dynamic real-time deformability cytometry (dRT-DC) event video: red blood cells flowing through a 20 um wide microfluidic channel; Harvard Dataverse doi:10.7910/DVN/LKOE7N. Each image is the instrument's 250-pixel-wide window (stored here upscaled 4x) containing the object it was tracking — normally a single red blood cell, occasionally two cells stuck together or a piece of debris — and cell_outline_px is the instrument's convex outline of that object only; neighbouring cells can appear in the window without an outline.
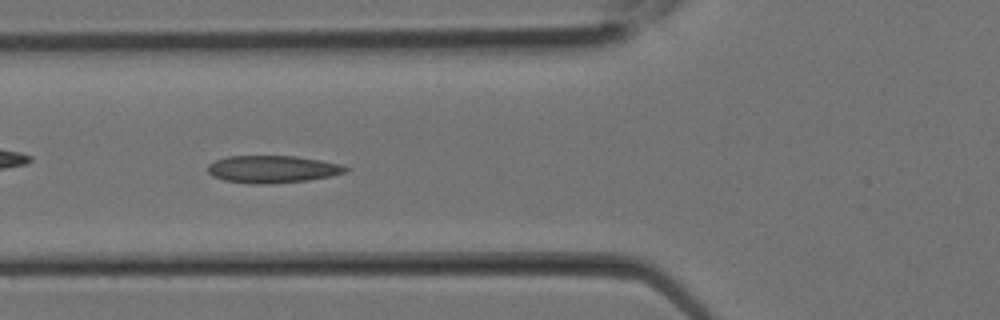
{"species": "Egyptian fruit bat (a non-hibernating species)", "species_latin": "Rousettus aegyptiacus", "temperature_condition": "room temperature", "stored_images_in_passage": 12, "camera_frame_rate_fps": 3000, "um_per_image_px": 0.085, "animal": {"sex": "female"}, "frame": {"image": 1, "passage_image": 9, "time_ms": 2.667, "image_size_px": [1000, 320], "cell_outline_px": [[348, 172], [332, 176], [308, 180], [260, 184], [252, 184], [224, 180], [212, 176], [208, 172], [208, 164], [216, 160], [228, 156], [296, 156], [320, 160], [340, 164], [348, 168]], "centroid_in_image_um": [23.16, 14.38], "position_along_channel_um": 102.6, "area_um2": 21.91}}
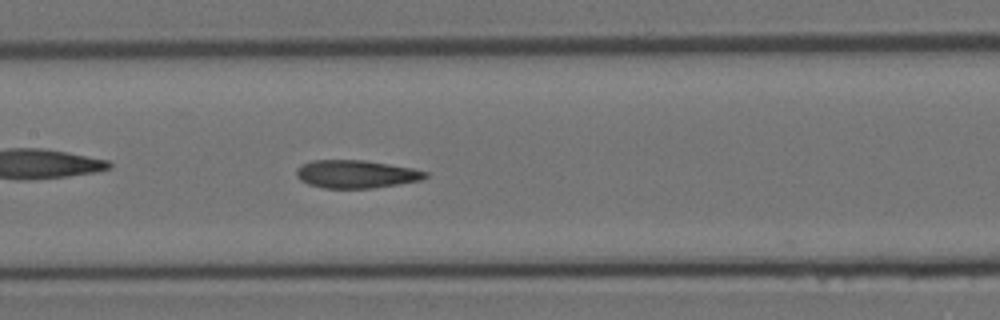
{"frame": {"image": 2, "passage_image": 12, "time_ms": 3.667, "image_size_px": [1000, 320], "cell_outline_px": [[428, 176], [420, 180], [372, 188], [324, 188], [308, 184], [300, 180], [296, 176], [296, 168], [300, 164], [312, 160], [364, 160], [412, 168], [428, 172]], "centroid_in_image_um": [30.21, 14.79], "position_along_channel_um": 177.2, "area_um2": 20.98}}